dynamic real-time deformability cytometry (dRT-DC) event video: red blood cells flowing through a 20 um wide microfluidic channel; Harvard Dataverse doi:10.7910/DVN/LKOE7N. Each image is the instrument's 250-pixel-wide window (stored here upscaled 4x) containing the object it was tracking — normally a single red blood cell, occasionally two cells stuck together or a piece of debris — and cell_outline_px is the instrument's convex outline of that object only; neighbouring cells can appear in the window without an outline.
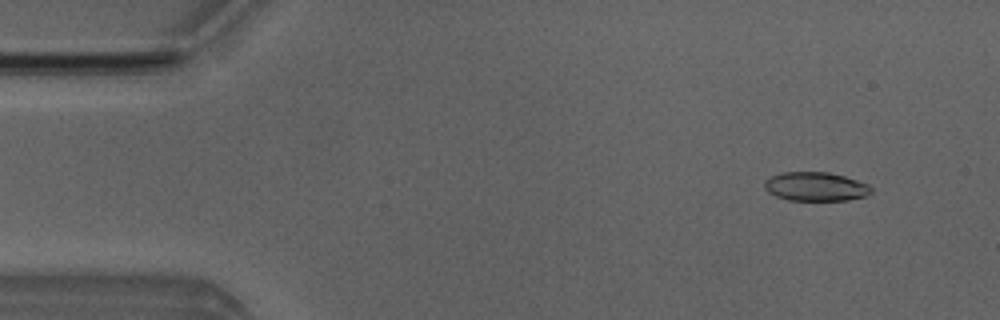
{"species": "Egyptian fruit bat (a non-hibernating species)", "species_latin": "Rousettus aegyptiacus", "temperature_condition": "room temperature", "stored_images_in_passage": 4, "camera_frame_rate_fps": 3000, "um_per_image_px": 0.085, "animal": {"sex": "male"}, "frame": {"image": 1, "passage_image": 2, "time_ms": 1.0, "image_size_px": [1000, 320], "cell_outline_px": [[872, 192], [868, 196], [848, 200], [788, 200], [776, 196], [768, 192], [764, 188], [764, 180], [780, 172], [828, 172], [844, 176], [868, 184], [872, 188]], "centroid_in_image_um": [69.33, 15.86], "position_along_channel_um": 15.7, "area_um2": 18.09}}